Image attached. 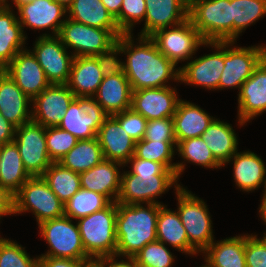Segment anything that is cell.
<instances>
[{
	"mask_svg": "<svg viewBox=\"0 0 266 267\" xmlns=\"http://www.w3.org/2000/svg\"><path fill=\"white\" fill-rule=\"evenodd\" d=\"M132 34H122L116 41L126 55L125 75L132 90L167 87L168 80L172 79L180 82V69L175 68L155 43L149 37L139 36V45H135Z\"/></svg>",
	"mask_w": 266,
	"mask_h": 267,
	"instance_id": "obj_1",
	"label": "cell"
},
{
	"mask_svg": "<svg viewBox=\"0 0 266 267\" xmlns=\"http://www.w3.org/2000/svg\"><path fill=\"white\" fill-rule=\"evenodd\" d=\"M131 171L121 174V189L116 203L130 204H161L157 196L169 190L172 185L175 190L181 186L177 183L176 173L167 169L162 163L136 158L128 160Z\"/></svg>",
	"mask_w": 266,
	"mask_h": 267,
	"instance_id": "obj_2",
	"label": "cell"
},
{
	"mask_svg": "<svg viewBox=\"0 0 266 267\" xmlns=\"http://www.w3.org/2000/svg\"><path fill=\"white\" fill-rule=\"evenodd\" d=\"M117 203L116 239L118 257H133L148 243L157 241L156 226L160 204Z\"/></svg>",
	"mask_w": 266,
	"mask_h": 267,
	"instance_id": "obj_3",
	"label": "cell"
},
{
	"mask_svg": "<svg viewBox=\"0 0 266 267\" xmlns=\"http://www.w3.org/2000/svg\"><path fill=\"white\" fill-rule=\"evenodd\" d=\"M117 203L78 220V228L85 252L95 261L103 256L116 255Z\"/></svg>",
	"mask_w": 266,
	"mask_h": 267,
	"instance_id": "obj_4",
	"label": "cell"
},
{
	"mask_svg": "<svg viewBox=\"0 0 266 267\" xmlns=\"http://www.w3.org/2000/svg\"><path fill=\"white\" fill-rule=\"evenodd\" d=\"M181 222L186 230L190 246L197 252H204L214 241L212 221L204 200L180 187L176 190Z\"/></svg>",
	"mask_w": 266,
	"mask_h": 267,
	"instance_id": "obj_5",
	"label": "cell"
},
{
	"mask_svg": "<svg viewBox=\"0 0 266 267\" xmlns=\"http://www.w3.org/2000/svg\"><path fill=\"white\" fill-rule=\"evenodd\" d=\"M188 18L206 42L233 41L231 0H201Z\"/></svg>",
	"mask_w": 266,
	"mask_h": 267,
	"instance_id": "obj_6",
	"label": "cell"
},
{
	"mask_svg": "<svg viewBox=\"0 0 266 267\" xmlns=\"http://www.w3.org/2000/svg\"><path fill=\"white\" fill-rule=\"evenodd\" d=\"M123 33L119 29H101L66 18L58 37L66 48L74 50V57L96 56L109 49Z\"/></svg>",
	"mask_w": 266,
	"mask_h": 267,
	"instance_id": "obj_7",
	"label": "cell"
},
{
	"mask_svg": "<svg viewBox=\"0 0 266 267\" xmlns=\"http://www.w3.org/2000/svg\"><path fill=\"white\" fill-rule=\"evenodd\" d=\"M32 211L39 223L64 215L63 202L42 176L29 178L14 194V214Z\"/></svg>",
	"mask_w": 266,
	"mask_h": 267,
	"instance_id": "obj_8",
	"label": "cell"
},
{
	"mask_svg": "<svg viewBox=\"0 0 266 267\" xmlns=\"http://www.w3.org/2000/svg\"><path fill=\"white\" fill-rule=\"evenodd\" d=\"M68 216L49 219L38 224L42 238L49 244L50 250L40 256L93 260L82 244L78 225Z\"/></svg>",
	"mask_w": 266,
	"mask_h": 267,
	"instance_id": "obj_9",
	"label": "cell"
},
{
	"mask_svg": "<svg viewBox=\"0 0 266 267\" xmlns=\"http://www.w3.org/2000/svg\"><path fill=\"white\" fill-rule=\"evenodd\" d=\"M171 28L157 30L149 38L155 43L157 49L175 65L180 61L193 58L199 46H207V42L189 18Z\"/></svg>",
	"mask_w": 266,
	"mask_h": 267,
	"instance_id": "obj_10",
	"label": "cell"
},
{
	"mask_svg": "<svg viewBox=\"0 0 266 267\" xmlns=\"http://www.w3.org/2000/svg\"><path fill=\"white\" fill-rule=\"evenodd\" d=\"M234 43L224 41V68L219 81L221 90L234 87L240 91L242 84L266 57V46L232 47Z\"/></svg>",
	"mask_w": 266,
	"mask_h": 267,
	"instance_id": "obj_11",
	"label": "cell"
},
{
	"mask_svg": "<svg viewBox=\"0 0 266 267\" xmlns=\"http://www.w3.org/2000/svg\"><path fill=\"white\" fill-rule=\"evenodd\" d=\"M27 172L32 176H42L53 163L46 145V127L29 121L17 127L14 140Z\"/></svg>",
	"mask_w": 266,
	"mask_h": 267,
	"instance_id": "obj_12",
	"label": "cell"
},
{
	"mask_svg": "<svg viewBox=\"0 0 266 267\" xmlns=\"http://www.w3.org/2000/svg\"><path fill=\"white\" fill-rule=\"evenodd\" d=\"M109 115L93 97H75L58 127L79 140L96 138Z\"/></svg>",
	"mask_w": 266,
	"mask_h": 267,
	"instance_id": "obj_13",
	"label": "cell"
},
{
	"mask_svg": "<svg viewBox=\"0 0 266 267\" xmlns=\"http://www.w3.org/2000/svg\"><path fill=\"white\" fill-rule=\"evenodd\" d=\"M36 40L32 53L47 80L50 84H67L74 60L73 53L69 55L58 36L45 33Z\"/></svg>",
	"mask_w": 266,
	"mask_h": 267,
	"instance_id": "obj_14",
	"label": "cell"
},
{
	"mask_svg": "<svg viewBox=\"0 0 266 267\" xmlns=\"http://www.w3.org/2000/svg\"><path fill=\"white\" fill-rule=\"evenodd\" d=\"M207 45L216 48V52L203 55L180 67L179 81L209 90L219 89V81L224 68V41L207 42Z\"/></svg>",
	"mask_w": 266,
	"mask_h": 267,
	"instance_id": "obj_15",
	"label": "cell"
},
{
	"mask_svg": "<svg viewBox=\"0 0 266 267\" xmlns=\"http://www.w3.org/2000/svg\"><path fill=\"white\" fill-rule=\"evenodd\" d=\"M75 95L66 84H50L32 100V121L44 127L58 126Z\"/></svg>",
	"mask_w": 266,
	"mask_h": 267,
	"instance_id": "obj_16",
	"label": "cell"
},
{
	"mask_svg": "<svg viewBox=\"0 0 266 267\" xmlns=\"http://www.w3.org/2000/svg\"><path fill=\"white\" fill-rule=\"evenodd\" d=\"M4 71L31 100L50 85L31 50L19 51Z\"/></svg>",
	"mask_w": 266,
	"mask_h": 267,
	"instance_id": "obj_17",
	"label": "cell"
},
{
	"mask_svg": "<svg viewBox=\"0 0 266 267\" xmlns=\"http://www.w3.org/2000/svg\"><path fill=\"white\" fill-rule=\"evenodd\" d=\"M181 99L170 85L161 88H146L132 92L131 108L148 121L172 118Z\"/></svg>",
	"mask_w": 266,
	"mask_h": 267,
	"instance_id": "obj_18",
	"label": "cell"
},
{
	"mask_svg": "<svg viewBox=\"0 0 266 267\" xmlns=\"http://www.w3.org/2000/svg\"><path fill=\"white\" fill-rule=\"evenodd\" d=\"M266 111V57L242 84L238 94V122H246Z\"/></svg>",
	"mask_w": 266,
	"mask_h": 267,
	"instance_id": "obj_19",
	"label": "cell"
},
{
	"mask_svg": "<svg viewBox=\"0 0 266 267\" xmlns=\"http://www.w3.org/2000/svg\"><path fill=\"white\" fill-rule=\"evenodd\" d=\"M17 10L22 30L25 26L36 30L51 29L54 36L58 35L65 22L61 18L67 14V9L56 0H35L20 6Z\"/></svg>",
	"mask_w": 266,
	"mask_h": 267,
	"instance_id": "obj_20",
	"label": "cell"
},
{
	"mask_svg": "<svg viewBox=\"0 0 266 267\" xmlns=\"http://www.w3.org/2000/svg\"><path fill=\"white\" fill-rule=\"evenodd\" d=\"M97 138L104 159L119 162L125 166L134 155L136 142L112 115L104 120Z\"/></svg>",
	"mask_w": 266,
	"mask_h": 267,
	"instance_id": "obj_21",
	"label": "cell"
},
{
	"mask_svg": "<svg viewBox=\"0 0 266 267\" xmlns=\"http://www.w3.org/2000/svg\"><path fill=\"white\" fill-rule=\"evenodd\" d=\"M32 100L4 70H0V114L16 128L32 120ZM29 106V107H28Z\"/></svg>",
	"mask_w": 266,
	"mask_h": 267,
	"instance_id": "obj_22",
	"label": "cell"
},
{
	"mask_svg": "<svg viewBox=\"0 0 266 267\" xmlns=\"http://www.w3.org/2000/svg\"><path fill=\"white\" fill-rule=\"evenodd\" d=\"M118 166L125 167L122 163L103 159L96 166L80 173L81 187L116 202L121 189V172Z\"/></svg>",
	"mask_w": 266,
	"mask_h": 267,
	"instance_id": "obj_23",
	"label": "cell"
},
{
	"mask_svg": "<svg viewBox=\"0 0 266 267\" xmlns=\"http://www.w3.org/2000/svg\"><path fill=\"white\" fill-rule=\"evenodd\" d=\"M144 28L138 36L149 37L155 31L171 28L188 19V10L180 0H145Z\"/></svg>",
	"mask_w": 266,
	"mask_h": 267,
	"instance_id": "obj_24",
	"label": "cell"
},
{
	"mask_svg": "<svg viewBox=\"0 0 266 267\" xmlns=\"http://www.w3.org/2000/svg\"><path fill=\"white\" fill-rule=\"evenodd\" d=\"M26 36L11 5L0 4V70H4L19 51L24 49Z\"/></svg>",
	"mask_w": 266,
	"mask_h": 267,
	"instance_id": "obj_25",
	"label": "cell"
},
{
	"mask_svg": "<svg viewBox=\"0 0 266 267\" xmlns=\"http://www.w3.org/2000/svg\"><path fill=\"white\" fill-rule=\"evenodd\" d=\"M132 87L125 74L104 77L93 98L109 115L131 108Z\"/></svg>",
	"mask_w": 266,
	"mask_h": 267,
	"instance_id": "obj_26",
	"label": "cell"
},
{
	"mask_svg": "<svg viewBox=\"0 0 266 267\" xmlns=\"http://www.w3.org/2000/svg\"><path fill=\"white\" fill-rule=\"evenodd\" d=\"M104 79L95 56L74 57L68 88L76 97H93Z\"/></svg>",
	"mask_w": 266,
	"mask_h": 267,
	"instance_id": "obj_27",
	"label": "cell"
},
{
	"mask_svg": "<svg viewBox=\"0 0 266 267\" xmlns=\"http://www.w3.org/2000/svg\"><path fill=\"white\" fill-rule=\"evenodd\" d=\"M172 119L178 144L182 140L201 137L215 118L208 115L200 106L181 99Z\"/></svg>",
	"mask_w": 266,
	"mask_h": 267,
	"instance_id": "obj_28",
	"label": "cell"
},
{
	"mask_svg": "<svg viewBox=\"0 0 266 267\" xmlns=\"http://www.w3.org/2000/svg\"><path fill=\"white\" fill-rule=\"evenodd\" d=\"M230 161L234 163V182L240 189L249 192L265 185L266 167L257 154L251 151L236 152L225 164Z\"/></svg>",
	"mask_w": 266,
	"mask_h": 267,
	"instance_id": "obj_29",
	"label": "cell"
},
{
	"mask_svg": "<svg viewBox=\"0 0 266 267\" xmlns=\"http://www.w3.org/2000/svg\"><path fill=\"white\" fill-rule=\"evenodd\" d=\"M157 241L171 245L182 253L195 255L197 252L190 246L186 230L179 213L160 204L156 226Z\"/></svg>",
	"mask_w": 266,
	"mask_h": 267,
	"instance_id": "obj_30",
	"label": "cell"
},
{
	"mask_svg": "<svg viewBox=\"0 0 266 267\" xmlns=\"http://www.w3.org/2000/svg\"><path fill=\"white\" fill-rule=\"evenodd\" d=\"M236 236L212 242L203 252L208 267H246L245 238Z\"/></svg>",
	"mask_w": 266,
	"mask_h": 267,
	"instance_id": "obj_31",
	"label": "cell"
},
{
	"mask_svg": "<svg viewBox=\"0 0 266 267\" xmlns=\"http://www.w3.org/2000/svg\"><path fill=\"white\" fill-rule=\"evenodd\" d=\"M215 159L224 167L238 151V140L231 124L214 119L201 135Z\"/></svg>",
	"mask_w": 266,
	"mask_h": 267,
	"instance_id": "obj_32",
	"label": "cell"
},
{
	"mask_svg": "<svg viewBox=\"0 0 266 267\" xmlns=\"http://www.w3.org/2000/svg\"><path fill=\"white\" fill-rule=\"evenodd\" d=\"M0 157V185L14 195L32 176L25 169L14 141L0 146Z\"/></svg>",
	"mask_w": 266,
	"mask_h": 267,
	"instance_id": "obj_33",
	"label": "cell"
},
{
	"mask_svg": "<svg viewBox=\"0 0 266 267\" xmlns=\"http://www.w3.org/2000/svg\"><path fill=\"white\" fill-rule=\"evenodd\" d=\"M73 21L101 29H119L114 17L107 11L101 0H73L67 8Z\"/></svg>",
	"mask_w": 266,
	"mask_h": 267,
	"instance_id": "obj_34",
	"label": "cell"
},
{
	"mask_svg": "<svg viewBox=\"0 0 266 267\" xmlns=\"http://www.w3.org/2000/svg\"><path fill=\"white\" fill-rule=\"evenodd\" d=\"M104 159L98 138L78 140L58 163L76 173H83Z\"/></svg>",
	"mask_w": 266,
	"mask_h": 267,
	"instance_id": "obj_35",
	"label": "cell"
},
{
	"mask_svg": "<svg viewBox=\"0 0 266 267\" xmlns=\"http://www.w3.org/2000/svg\"><path fill=\"white\" fill-rule=\"evenodd\" d=\"M175 147H177L176 141H151L142 139L135 143L134 156L136 158L162 163L167 169L174 171L179 179V176L185 169V164L183 162L172 164Z\"/></svg>",
	"mask_w": 266,
	"mask_h": 267,
	"instance_id": "obj_36",
	"label": "cell"
},
{
	"mask_svg": "<svg viewBox=\"0 0 266 267\" xmlns=\"http://www.w3.org/2000/svg\"><path fill=\"white\" fill-rule=\"evenodd\" d=\"M52 192L65 204L80 190V174L53 162L42 175Z\"/></svg>",
	"mask_w": 266,
	"mask_h": 267,
	"instance_id": "obj_37",
	"label": "cell"
},
{
	"mask_svg": "<svg viewBox=\"0 0 266 267\" xmlns=\"http://www.w3.org/2000/svg\"><path fill=\"white\" fill-rule=\"evenodd\" d=\"M110 203L106 196L81 187L64 204V215L77 220L107 207Z\"/></svg>",
	"mask_w": 266,
	"mask_h": 267,
	"instance_id": "obj_38",
	"label": "cell"
},
{
	"mask_svg": "<svg viewBox=\"0 0 266 267\" xmlns=\"http://www.w3.org/2000/svg\"><path fill=\"white\" fill-rule=\"evenodd\" d=\"M233 41L248 26L266 15V0H231Z\"/></svg>",
	"mask_w": 266,
	"mask_h": 267,
	"instance_id": "obj_39",
	"label": "cell"
},
{
	"mask_svg": "<svg viewBox=\"0 0 266 267\" xmlns=\"http://www.w3.org/2000/svg\"><path fill=\"white\" fill-rule=\"evenodd\" d=\"M185 161L204 166L206 168H220L222 165L215 159L202 137L182 140L175 149Z\"/></svg>",
	"mask_w": 266,
	"mask_h": 267,
	"instance_id": "obj_40",
	"label": "cell"
},
{
	"mask_svg": "<svg viewBox=\"0 0 266 267\" xmlns=\"http://www.w3.org/2000/svg\"><path fill=\"white\" fill-rule=\"evenodd\" d=\"M138 267H172L174 255L160 241L148 243L134 256Z\"/></svg>",
	"mask_w": 266,
	"mask_h": 267,
	"instance_id": "obj_41",
	"label": "cell"
},
{
	"mask_svg": "<svg viewBox=\"0 0 266 267\" xmlns=\"http://www.w3.org/2000/svg\"><path fill=\"white\" fill-rule=\"evenodd\" d=\"M0 267H39V258H31L21 245L0 237Z\"/></svg>",
	"mask_w": 266,
	"mask_h": 267,
	"instance_id": "obj_42",
	"label": "cell"
},
{
	"mask_svg": "<svg viewBox=\"0 0 266 267\" xmlns=\"http://www.w3.org/2000/svg\"><path fill=\"white\" fill-rule=\"evenodd\" d=\"M78 138L58 126L46 127V145L52 162H59L78 142Z\"/></svg>",
	"mask_w": 266,
	"mask_h": 267,
	"instance_id": "obj_43",
	"label": "cell"
},
{
	"mask_svg": "<svg viewBox=\"0 0 266 267\" xmlns=\"http://www.w3.org/2000/svg\"><path fill=\"white\" fill-rule=\"evenodd\" d=\"M145 16V0H123L120 14L115 21L123 34H131L133 24L143 21Z\"/></svg>",
	"mask_w": 266,
	"mask_h": 267,
	"instance_id": "obj_44",
	"label": "cell"
},
{
	"mask_svg": "<svg viewBox=\"0 0 266 267\" xmlns=\"http://www.w3.org/2000/svg\"><path fill=\"white\" fill-rule=\"evenodd\" d=\"M112 116L135 142L144 138L148 120L143 115L130 108Z\"/></svg>",
	"mask_w": 266,
	"mask_h": 267,
	"instance_id": "obj_45",
	"label": "cell"
},
{
	"mask_svg": "<svg viewBox=\"0 0 266 267\" xmlns=\"http://www.w3.org/2000/svg\"><path fill=\"white\" fill-rule=\"evenodd\" d=\"M120 53L122 54L121 46L116 42L109 49L95 56L104 77L125 74V62H121L116 56Z\"/></svg>",
	"mask_w": 266,
	"mask_h": 267,
	"instance_id": "obj_46",
	"label": "cell"
},
{
	"mask_svg": "<svg viewBox=\"0 0 266 267\" xmlns=\"http://www.w3.org/2000/svg\"><path fill=\"white\" fill-rule=\"evenodd\" d=\"M144 140L176 141L172 118L150 120L147 123Z\"/></svg>",
	"mask_w": 266,
	"mask_h": 267,
	"instance_id": "obj_47",
	"label": "cell"
},
{
	"mask_svg": "<svg viewBox=\"0 0 266 267\" xmlns=\"http://www.w3.org/2000/svg\"><path fill=\"white\" fill-rule=\"evenodd\" d=\"M246 267H266V247L257 235L245 238Z\"/></svg>",
	"mask_w": 266,
	"mask_h": 267,
	"instance_id": "obj_48",
	"label": "cell"
},
{
	"mask_svg": "<svg viewBox=\"0 0 266 267\" xmlns=\"http://www.w3.org/2000/svg\"><path fill=\"white\" fill-rule=\"evenodd\" d=\"M94 260H77L68 258L39 257V267H85Z\"/></svg>",
	"mask_w": 266,
	"mask_h": 267,
	"instance_id": "obj_49",
	"label": "cell"
},
{
	"mask_svg": "<svg viewBox=\"0 0 266 267\" xmlns=\"http://www.w3.org/2000/svg\"><path fill=\"white\" fill-rule=\"evenodd\" d=\"M12 214H14V195L0 185V219Z\"/></svg>",
	"mask_w": 266,
	"mask_h": 267,
	"instance_id": "obj_50",
	"label": "cell"
},
{
	"mask_svg": "<svg viewBox=\"0 0 266 267\" xmlns=\"http://www.w3.org/2000/svg\"><path fill=\"white\" fill-rule=\"evenodd\" d=\"M117 255L103 256L95 261L100 265V267H138L134 257H126V261L122 259L119 261L115 259ZM116 260V261H115Z\"/></svg>",
	"mask_w": 266,
	"mask_h": 267,
	"instance_id": "obj_51",
	"label": "cell"
},
{
	"mask_svg": "<svg viewBox=\"0 0 266 267\" xmlns=\"http://www.w3.org/2000/svg\"><path fill=\"white\" fill-rule=\"evenodd\" d=\"M15 130L16 127L0 114V146L14 140Z\"/></svg>",
	"mask_w": 266,
	"mask_h": 267,
	"instance_id": "obj_52",
	"label": "cell"
},
{
	"mask_svg": "<svg viewBox=\"0 0 266 267\" xmlns=\"http://www.w3.org/2000/svg\"><path fill=\"white\" fill-rule=\"evenodd\" d=\"M101 2L114 19L120 14L123 0H101Z\"/></svg>",
	"mask_w": 266,
	"mask_h": 267,
	"instance_id": "obj_53",
	"label": "cell"
},
{
	"mask_svg": "<svg viewBox=\"0 0 266 267\" xmlns=\"http://www.w3.org/2000/svg\"><path fill=\"white\" fill-rule=\"evenodd\" d=\"M201 0H180L181 4L190 11Z\"/></svg>",
	"mask_w": 266,
	"mask_h": 267,
	"instance_id": "obj_54",
	"label": "cell"
},
{
	"mask_svg": "<svg viewBox=\"0 0 266 267\" xmlns=\"http://www.w3.org/2000/svg\"><path fill=\"white\" fill-rule=\"evenodd\" d=\"M261 201L262 202L259 207V214L261 216V219L264 220V222L266 223V199H262Z\"/></svg>",
	"mask_w": 266,
	"mask_h": 267,
	"instance_id": "obj_55",
	"label": "cell"
},
{
	"mask_svg": "<svg viewBox=\"0 0 266 267\" xmlns=\"http://www.w3.org/2000/svg\"><path fill=\"white\" fill-rule=\"evenodd\" d=\"M12 1L15 4L16 9H18L20 6L27 4V3H31L35 0H12ZM5 2H8V0H5Z\"/></svg>",
	"mask_w": 266,
	"mask_h": 267,
	"instance_id": "obj_56",
	"label": "cell"
},
{
	"mask_svg": "<svg viewBox=\"0 0 266 267\" xmlns=\"http://www.w3.org/2000/svg\"><path fill=\"white\" fill-rule=\"evenodd\" d=\"M59 4H62L66 9L73 3V0H56Z\"/></svg>",
	"mask_w": 266,
	"mask_h": 267,
	"instance_id": "obj_57",
	"label": "cell"
},
{
	"mask_svg": "<svg viewBox=\"0 0 266 267\" xmlns=\"http://www.w3.org/2000/svg\"><path fill=\"white\" fill-rule=\"evenodd\" d=\"M85 267H100L96 261L89 262Z\"/></svg>",
	"mask_w": 266,
	"mask_h": 267,
	"instance_id": "obj_58",
	"label": "cell"
},
{
	"mask_svg": "<svg viewBox=\"0 0 266 267\" xmlns=\"http://www.w3.org/2000/svg\"><path fill=\"white\" fill-rule=\"evenodd\" d=\"M259 240H260V241L263 243V245L266 247V233H264L263 238H260Z\"/></svg>",
	"mask_w": 266,
	"mask_h": 267,
	"instance_id": "obj_59",
	"label": "cell"
},
{
	"mask_svg": "<svg viewBox=\"0 0 266 267\" xmlns=\"http://www.w3.org/2000/svg\"><path fill=\"white\" fill-rule=\"evenodd\" d=\"M263 196L261 197L262 199H266V180H265V185H264V191H263Z\"/></svg>",
	"mask_w": 266,
	"mask_h": 267,
	"instance_id": "obj_60",
	"label": "cell"
},
{
	"mask_svg": "<svg viewBox=\"0 0 266 267\" xmlns=\"http://www.w3.org/2000/svg\"><path fill=\"white\" fill-rule=\"evenodd\" d=\"M5 3V0H0V4H4Z\"/></svg>",
	"mask_w": 266,
	"mask_h": 267,
	"instance_id": "obj_61",
	"label": "cell"
}]
</instances>
